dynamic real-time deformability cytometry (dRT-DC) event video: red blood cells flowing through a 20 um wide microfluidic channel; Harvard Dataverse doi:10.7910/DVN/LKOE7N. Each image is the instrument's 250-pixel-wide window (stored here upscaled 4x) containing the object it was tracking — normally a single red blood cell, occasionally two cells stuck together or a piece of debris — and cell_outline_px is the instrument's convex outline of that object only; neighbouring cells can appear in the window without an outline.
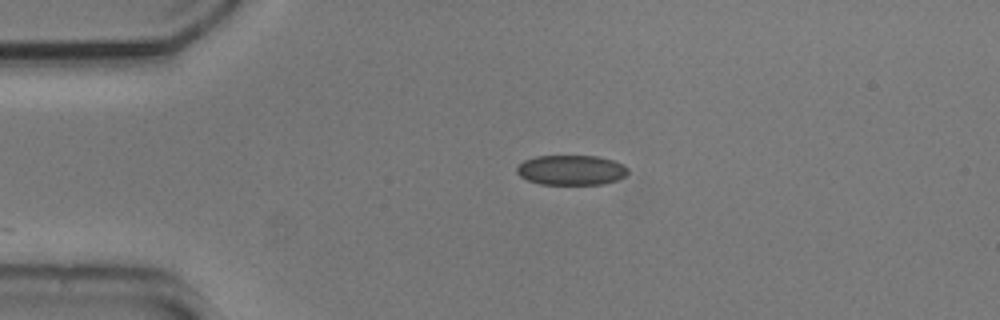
{"species": "common noctule bat (a hibernating species)", "species_latin": "Nyctalus noctula", "temperature_condition": "cold", "stored_images_in_passage": 11, "camera_frame_rate_fps": 3000, "um_per_image_px": 0.085, "animal": {"sex": "male", "body_mass_g": 20.5, "forearm_length_mm": 52.5}, "frame": {"image": 1, "passage_image": 1, "time_ms": 0.0, "image_size_px": [1000, 320], "cell_outline_px": [[628, 172], [624, 176], [616, 180], [600, 184], [540, 184], [528, 180], [520, 176], [516, 172], [516, 168], [524, 160], [536, 156], [596, 156], [612, 160], [624, 164], [628, 168]], "centroid_in_image_um": [48.54, 14.45], "position_along_channel_um": 36.5, "area_um2": 19.31}}